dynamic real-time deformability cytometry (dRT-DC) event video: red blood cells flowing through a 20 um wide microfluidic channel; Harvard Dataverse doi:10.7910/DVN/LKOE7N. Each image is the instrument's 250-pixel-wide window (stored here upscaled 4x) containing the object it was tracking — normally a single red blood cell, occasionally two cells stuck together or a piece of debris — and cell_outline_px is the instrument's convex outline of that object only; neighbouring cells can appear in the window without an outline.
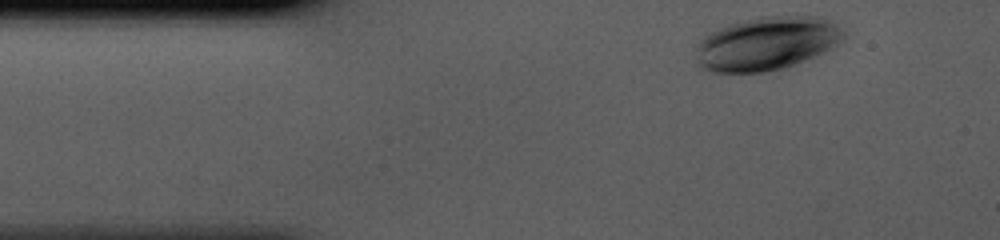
{"species": "human", "species_latin": "Homo sapiens", "temperature_condition": "cold", "stored_images_in_passage": 33, "camera_frame_rate_fps": 3000, "um_per_image_px": 0.085, "donor": {"sex": "male"}, "frame": {"image": 1, "passage_image": 1, "time_ms": 0.0, "image_size_px": [1000, 240], "cell_outline_px": [[844, 36], [836, 44], [804, 60], [784, 68], [764, 72], [712, 72], [700, 68], [696, 64], [696, 48], [700, 40], [708, 32], [728, 24], [760, 16], [816, 16], [836, 24], [844, 32]], "centroid_in_image_um": [65.07, 3.7], "position_along_channel_um": 19.9, "area_um2": 45.72}}
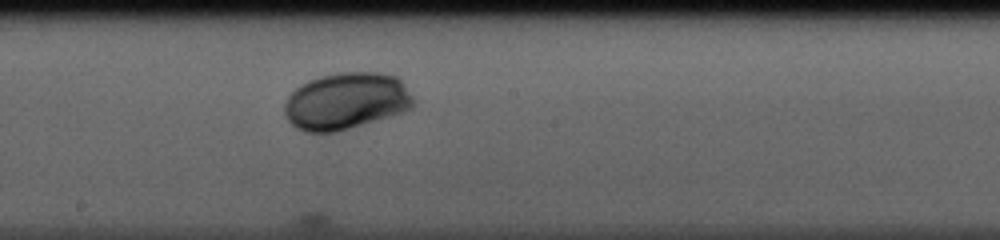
{"frame": {"image": 2, "passage_image": 19, "time_ms": 6.0, "image_size_px": [1000, 240], "cell_outline_px": [[412, 108], [388, 116], [336, 132], [304, 132], [296, 128], [288, 120], [284, 112], [284, 104], [288, 96], [300, 84], [308, 80], [320, 76], [340, 72], [380, 72], [396, 76], [400, 80], [412, 96]], "centroid_in_image_um": [29.37, 8.58], "position_along_channel_um": 218.8, "area_um2": 42.43}}
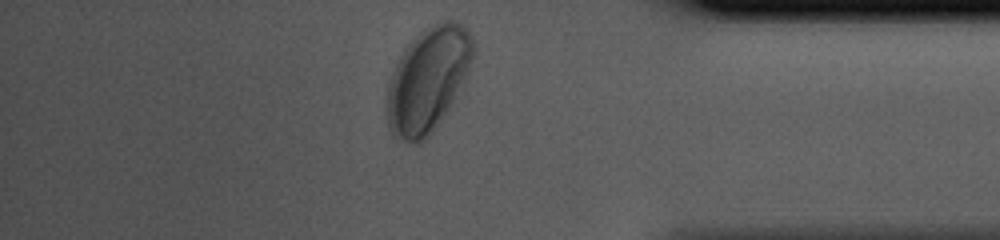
{"frame": {"image": 3, "passage_image": 33, "time_ms": 10.667, "image_size_px": [1000, 240], "cell_outline_px": [[476, 48], [472, 60], [448, 108], [432, 132], [424, 140], [416, 144], [392, 136], [388, 128], [384, 108], [388, 84], [396, 60], [404, 48], [420, 32], [440, 20], [452, 20], [464, 24], [468, 28], [476, 44]], "centroid_in_image_um": [36.33, 6.74], "position_along_channel_um": 398.9, "area_um2": 52.66}}